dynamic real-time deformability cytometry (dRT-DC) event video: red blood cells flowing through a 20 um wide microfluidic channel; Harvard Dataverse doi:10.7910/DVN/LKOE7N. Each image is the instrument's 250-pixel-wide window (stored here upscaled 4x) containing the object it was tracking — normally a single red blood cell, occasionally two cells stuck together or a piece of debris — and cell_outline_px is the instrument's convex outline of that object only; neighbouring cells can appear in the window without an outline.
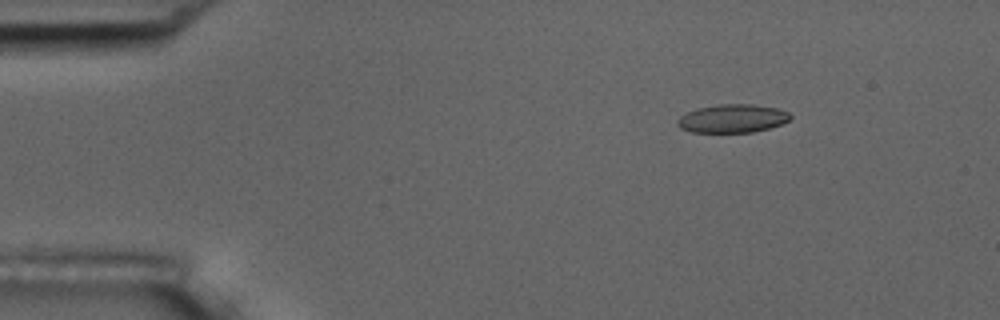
{"species": "common noctule bat (a hibernating species)", "species_latin": "Nyctalus noctula", "temperature_condition": "room temperature", "stored_images_in_passage": 6, "camera_frame_rate_fps": 3000, "um_per_image_px": 0.085, "animal": {"sex": "male", "body_mass_g": 17.5, "forearm_length_mm": 52.3}, "frame": {"image": 1, "passage_image": 2, "time_ms": 2.0, "image_size_px": [1000, 320], "cell_outline_px": [[792, 116], [788, 120], [780, 124], [768, 128], [752, 132], [692, 132], [680, 128], [676, 124], [676, 120], [680, 116], [696, 108], [720, 104], [752, 104], [780, 108], [788, 112]], "centroid_in_image_um": [62.24, 10.06], "position_along_channel_um": 22.8, "area_um2": 18.67}}
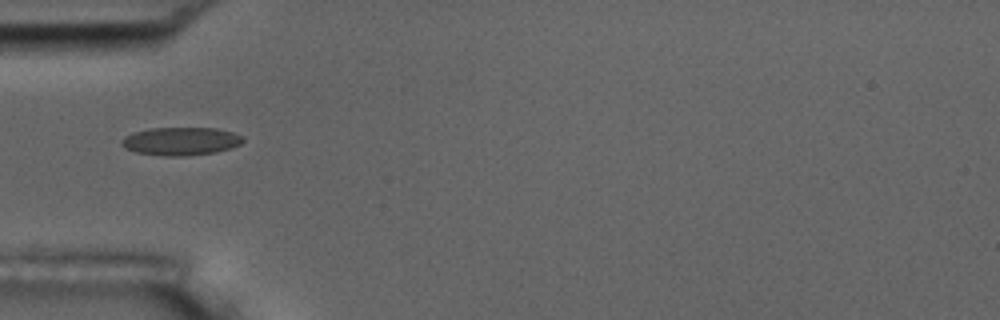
{"frame": {"image": 2, "passage_image": 5, "time_ms": 5.333, "image_size_px": [1000, 320], "cell_outline_px": [[244, 140], [240, 144], [232, 148], [216, 152], [184, 156], [164, 156], [136, 152], [124, 148], [120, 144], [120, 140], [124, 136], [132, 132], [148, 128], [216, 128], [232, 132], [244, 136]], "centroid_in_image_um": [15.34, 12.0], "position_along_channel_um": 69.7, "area_um2": 20.11}}